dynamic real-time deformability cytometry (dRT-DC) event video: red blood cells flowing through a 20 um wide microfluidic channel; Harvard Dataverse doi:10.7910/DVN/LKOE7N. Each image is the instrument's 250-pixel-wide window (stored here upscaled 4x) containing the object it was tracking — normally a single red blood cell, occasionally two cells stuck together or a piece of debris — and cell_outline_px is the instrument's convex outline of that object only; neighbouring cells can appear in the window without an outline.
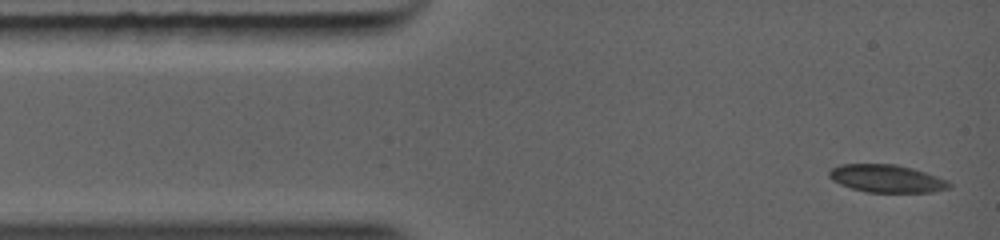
{"species": "common noctule bat (a hibernating species)", "species_latin": "Nyctalus noctula", "temperature_condition": "warm", "stored_images_in_passage": 8, "camera_frame_rate_fps": 5000, "um_per_image_px": 0.085, "animal": {"sex": "female", "body_mass_g": 19.0, "forearm_length_mm": 56.7}, "frame": {"image": 1, "passage_image": 1, "time_ms": 0.0, "image_size_px": [1000, 240], "cell_outline_px": [[952, 188], [932, 192], [868, 192], [852, 188], [840, 184], [832, 180], [828, 176], [828, 172], [832, 168], [840, 164], [896, 164], [912, 168], [948, 180], [952, 184]], "centroid_in_image_um": [75.38, 15.18], "position_along_channel_um": 9.6, "area_um2": 19.42}}
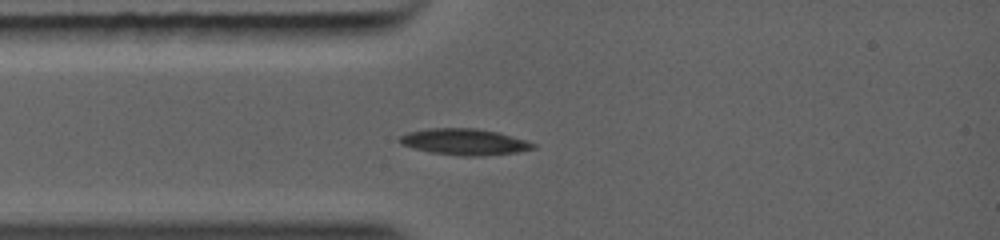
{"frame": {"image": 2, "passage_image": 4, "time_ms": 2.0, "image_size_px": [1000, 240], "cell_outline_px": [[536, 148], [516, 152], [480, 156], [460, 156], [432, 152], [412, 148], [400, 144], [396, 140], [400, 136], [408, 132], [428, 128], [476, 128], [500, 132], [536, 144]], "centroid_in_image_um": [39.44, 12.05], "position_along_channel_um": 45.6, "area_um2": 20.52}}
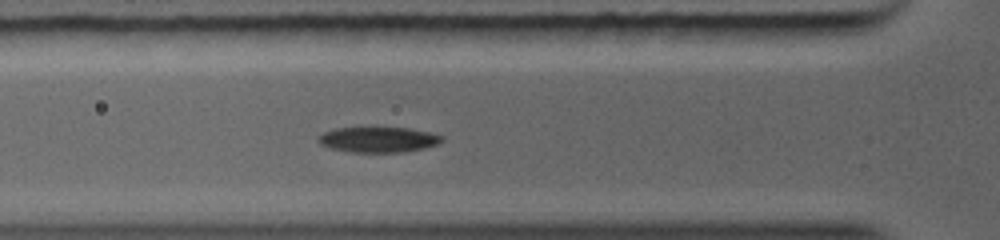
{"frame": {"image": 3, "passage_image": 6, "time_ms": 3.0, "image_size_px": [1000, 240], "cell_outline_px": [[444, 140], [440, 144], [424, 148], [404, 152], [352, 152], [332, 148], [320, 144], [316, 140], [316, 136], [324, 132], [336, 128], [408, 128], [428, 132], [444, 136]], "centroid_in_image_um": [32.17, 11.87], "position_along_channel_um": 93.6, "area_um2": 18.32}}